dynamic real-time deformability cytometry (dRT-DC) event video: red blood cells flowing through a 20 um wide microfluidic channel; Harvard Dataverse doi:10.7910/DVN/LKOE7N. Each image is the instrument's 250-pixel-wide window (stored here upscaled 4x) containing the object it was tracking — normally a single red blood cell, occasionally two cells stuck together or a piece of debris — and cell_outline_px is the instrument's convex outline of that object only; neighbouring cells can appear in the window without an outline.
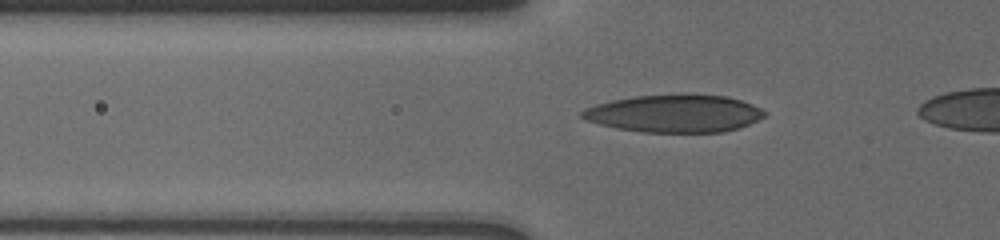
{"species": "human", "species_latin": "Homo sapiens", "temperature_condition": "cold", "stored_images_in_passage": 19, "camera_frame_rate_fps": 3000, "um_per_image_px": 0.085, "donor": {"sex": "male"}, "frame": {"image": 1, "passage_image": 9, "time_ms": 2.667, "image_size_px": [1000, 240], "cell_outline_px": [[768, 112], [764, 116], [748, 124], [724, 132], [640, 132], [616, 128], [600, 124], [588, 120], [580, 116], [580, 112], [584, 108], [596, 104], [612, 100], [636, 96], [724, 96], [740, 100], [752, 104]], "centroid_in_image_um": [57.3, 9.67], "position_along_channel_um": 68.5, "area_um2": 39.13}}
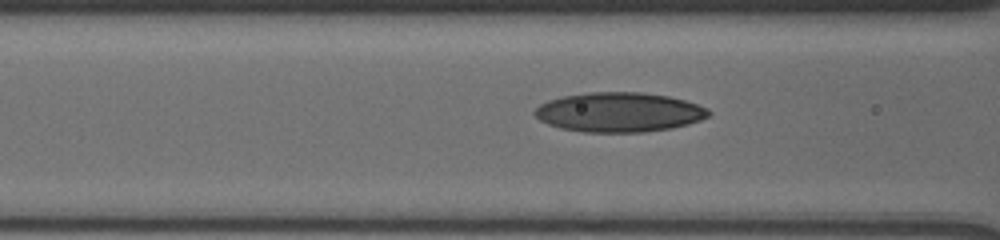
{"frame": {"image": 2, "passage_image": 13, "time_ms": 4.0, "image_size_px": [1000, 240], "cell_outline_px": [[712, 112], [708, 116], [700, 120], [688, 124], [672, 128], [644, 132], [584, 132], [560, 128], [548, 124], [540, 120], [532, 112], [540, 104], [548, 100], [564, 96], [588, 92], [644, 92], [668, 96], [684, 100], [708, 108]], "centroid_in_image_um": [52.62, 9.54], "position_along_channel_um": 114.0, "area_um2": 40.17}}
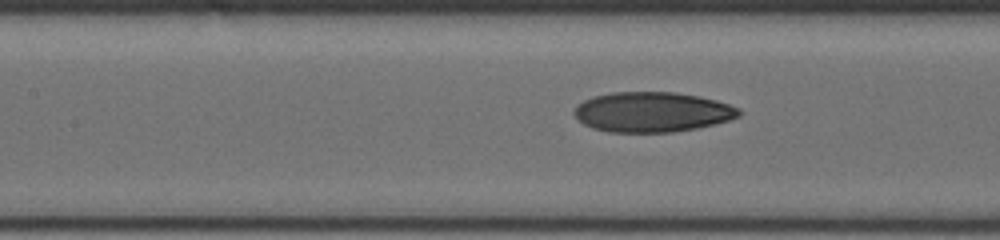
{"frame": {"image": 3, "passage_image": 16, "time_ms": 5.0, "image_size_px": [1000, 240], "cell_outline_px": [[740, 116], [716, 124], [696, 128], [672, 132], [608, 132], [592, 128], [584, 124], [572, 112], [576, 104], [592, 96], [612, 92], [676, 92], [700, 96], [716, 100], [740, 108]], "centroid_in_image_um": [55.42, 9.51], "position_along_channel_um": 152.0, "area_um2": 38.67}}